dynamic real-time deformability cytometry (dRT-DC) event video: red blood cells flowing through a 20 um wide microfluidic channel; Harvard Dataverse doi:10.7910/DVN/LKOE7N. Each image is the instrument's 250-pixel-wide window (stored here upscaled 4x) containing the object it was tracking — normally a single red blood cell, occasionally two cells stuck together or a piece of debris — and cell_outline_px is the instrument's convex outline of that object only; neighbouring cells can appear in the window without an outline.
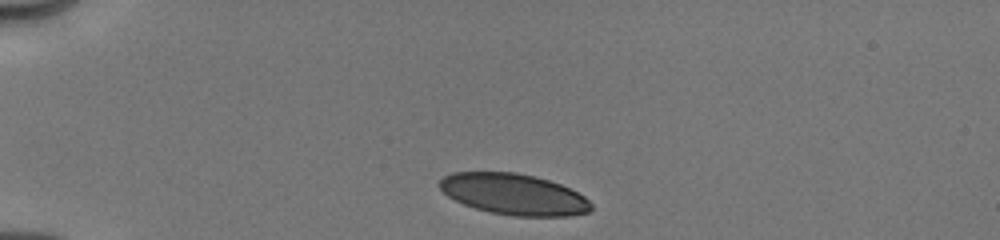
{"species": "human", "species_latin": "Homo sapiens", "temperature_condition": "cold", "stored_images_in_passage": 5, "camera_frame_rate_fps": 3000, "um_per_image_px": 0.085, "donor": {"sex": "male"}, "frame": {"image": 1, "passage_image": 1, "time_ms": 0.0, "image_size_px": [1000, 240], "cell_outline_px": [[592, 208], [588, 212], [568, 216], [516, 216], [492, 212], [476, 208], [464, 204], [448, 196], [440, 188], [440, 180], [444, 176], [452, 172], [516, 172], [536, 176], [560, 184], [584, 196], [592, 204]], "centroid_in_image_um": [43.68, 16.5], "position_along_channel_um": 41.3, "area_um2": 36.01}}
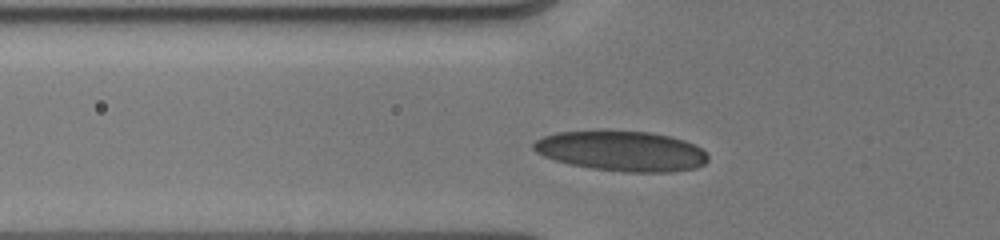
{"frame": {"image": 2, "passage_image": 3, "time_ms": 2.0, "image_size_px": [1000, 240], "cell_outline_px": [[708, 160], [704, 164], [696, 168], [672, 172], [624, 172], [592, 168], [572, 164], [556, 160], [544, 156], [536, 152], [532, 148], [532, 144], [536, 140], [544, 136], [560, 132], [596, 128], [604, 128], [648, 132], [668, 136], [684, 140], [696, 144], [708, 156]], "centroid_in_image_um": [52.82, 12.8], "position_along_channel_um": 73.0, "area_um2": 41.62}}
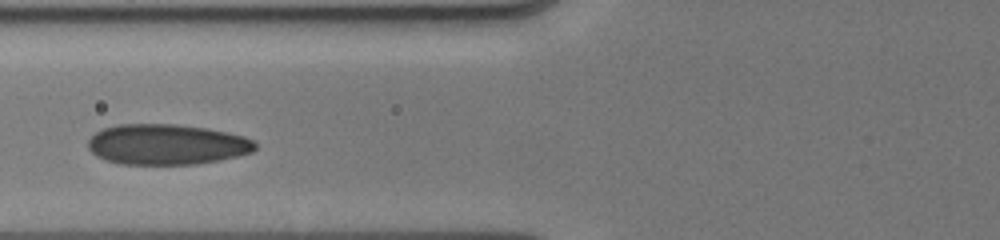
{"frame": {"image": 3, "passage_image": 5, "time_ms": 3.0, "image_size_px": [1000, 240], "cell_outline_px": [[256, 148], [252, 152], [220, 160], [196, 164], [120, 164], [104, 160], [96, 156], [88, 148], [88, 140], [96, 132], [104, 128], [116, 124], [176, 124], [208, 128], [228, 132], [244, 136], [252, 140], [256, 144]], "centroid_in_image_um": [14.16, 12.27], "position_along_channel_um": 111.6, "area_um2": 39.65}}